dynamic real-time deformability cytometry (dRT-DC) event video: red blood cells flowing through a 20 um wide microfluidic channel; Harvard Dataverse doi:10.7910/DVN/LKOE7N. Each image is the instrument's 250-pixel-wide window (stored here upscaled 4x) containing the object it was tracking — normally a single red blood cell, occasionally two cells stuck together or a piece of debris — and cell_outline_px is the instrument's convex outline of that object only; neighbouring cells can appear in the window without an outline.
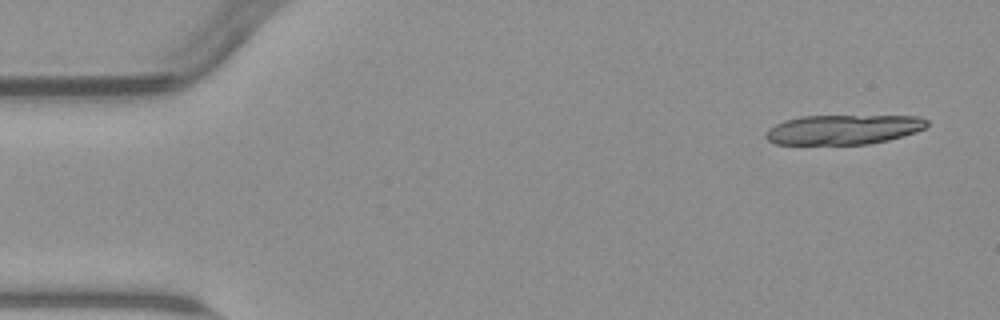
{"species": "common noctule bat (a hibernating species)", "species_latin": "Nyctalus noctula", "temperature_condition": "warm", "stored_images_in_passage": 5, "camera_frame_rate_fps": 3000, "um_per_image_px": 0.085, "animal": {"sex": "male", "body_mass_g": 23.1, "forearm_length_mm": 52.7}, "frame": {"image": 1, "passage_image": 1, "time_ms": 0.0, "image_size_px": [1000, 320], "cell_outline_px": [[928, 124], [924, 128], [916, 132], [888, 140], [868, 144], [776, 144], [768, 140], [764, 136], [764, 132], [768, 128], [784, 120], [800, 116], [920, 116], [928, 120]], "centroid_in_image_um": [71.66, 11.01], "position_along_channel_um": 13.3, "area_um2": 27.98}}
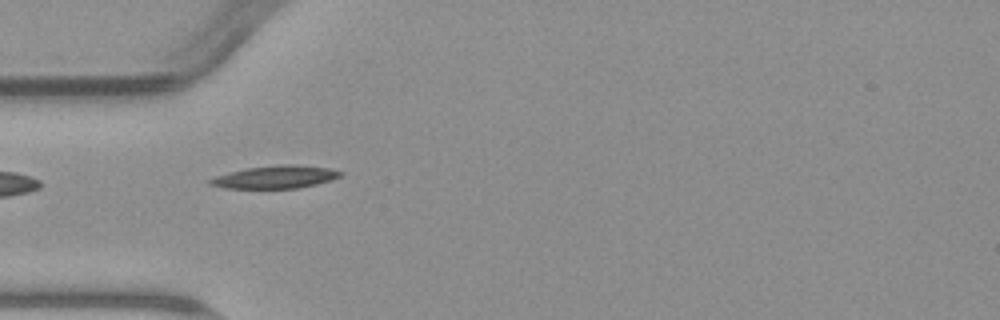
{"frame": {"image": 2, "passage_image": 5, "time_ms": 4.667, "image_size_px": [1000, 320], "cell_outline_px": [[344, 172], [340, 176], [332, 180], [316, 184], [296, 188], [224, 188], [208, 184], [208, 180], [216, 176], [244, 168], [284, 164], [296, 164], [332, 168]], "centroid_in_image_um": [23.43, 15.03], "position_along_channel_um": 61.6, "area_um2": 17.34}}